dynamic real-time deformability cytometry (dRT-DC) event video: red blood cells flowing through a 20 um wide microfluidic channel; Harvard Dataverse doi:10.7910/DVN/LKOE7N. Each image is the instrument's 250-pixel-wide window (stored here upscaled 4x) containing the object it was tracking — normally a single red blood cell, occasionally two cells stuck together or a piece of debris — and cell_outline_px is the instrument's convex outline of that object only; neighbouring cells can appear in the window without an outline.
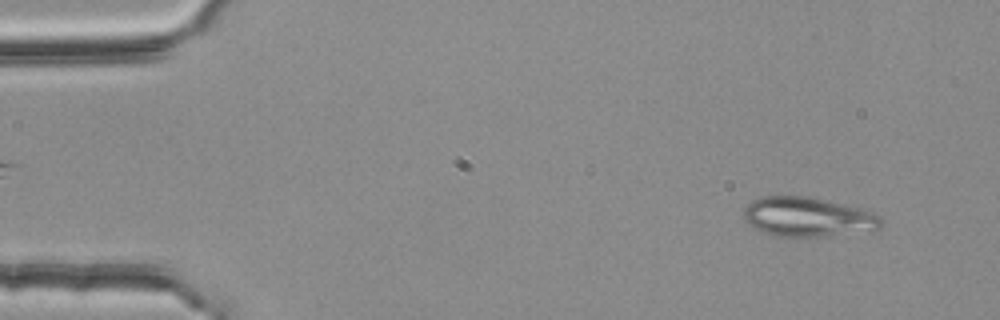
{"species": "common noctule bat (a hibernating species)", "species_latin": "Nyctalus noctula", "temperature_condition": "room temperature", "stored_images_in_passage": 53, "camera_frame_rate_fps": 3000, "um_per_image_px": 0.085, "animal": {"sex": "female", "body_mass_g": 25.1}, "frame": {"image": 1, "passage_image": 4, "time_ms": 1.0, "image_size_px": [1000, 320], "cell_outline_px": [[884, 224], [876, 232], [820, 236], [780, 236], [764, 232], [748, 224], [744, 220], [744, 208], [752, 200], [760, 196], [808, 196], [844, 204], [880, 216]], "centroid_in_image_um": [68.69, 18.45], "position_along_channel_um": 16.3, "area_um2": 31.67}}
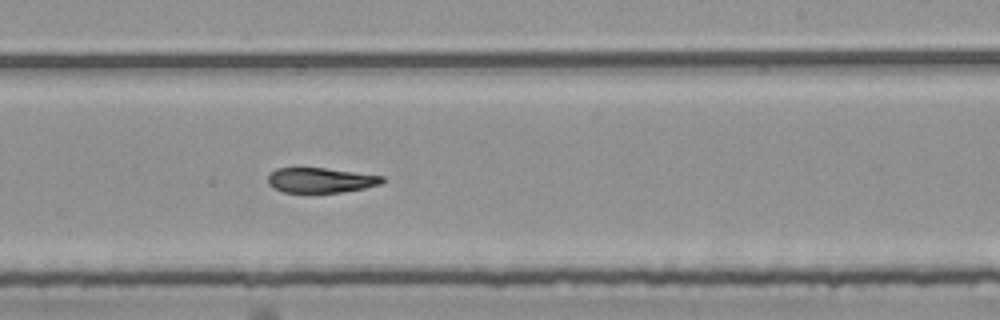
{"frame": {"image": 2, "passage_image": 32, "time_ms": 10.333, "image_size_px": [1000, 320], "cell_outline_px": [[384, 180], [380, 184], [364, 188], [340, 192], [284, 192], [272, 188], [268, 184], [268, 176], [276, 168], [324, 168], [384, 176]], "centroid_in_image_um": [27.23, 15.32], "position_along_channel_um": 261.8, "area_um2": 16.47}}
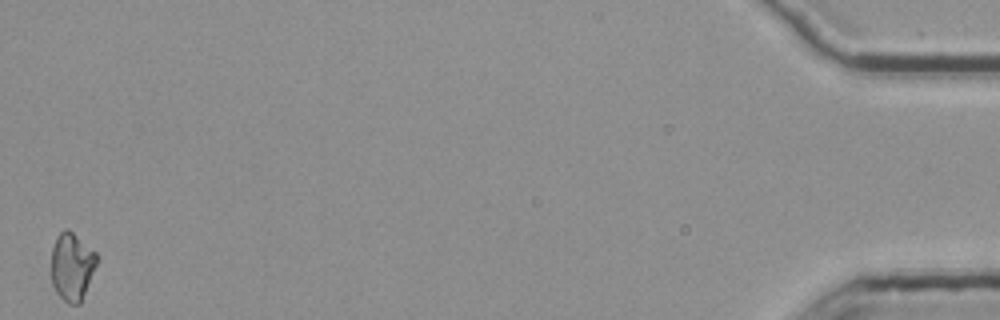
{"frame": {"image": 3, "passage_image": 53, "time_ms": 17.333, "image_size_px": [1000, 320], "cell_outline_px": [[100, 256], [80, 304], [68, 304], [56, 292], [52, 284], [52, 248], [56, 236], [64, 228], [68, 228], [96, 252]], "centroid_in_image_um": [6.13, 22.63], "position_along_channel_um": 429.1, "area_um2": 18.09}}